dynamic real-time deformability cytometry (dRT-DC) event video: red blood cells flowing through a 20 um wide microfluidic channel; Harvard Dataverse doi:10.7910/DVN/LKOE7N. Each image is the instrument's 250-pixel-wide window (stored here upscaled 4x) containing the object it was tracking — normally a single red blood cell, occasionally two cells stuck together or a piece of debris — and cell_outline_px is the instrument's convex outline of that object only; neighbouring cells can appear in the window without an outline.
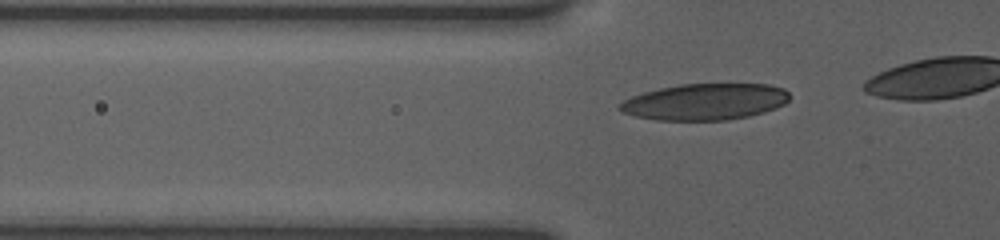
{"species": "human", "species_latin": "Homo sapiens", "temperature_condition": "room temperature", "stored_images_in_passage": 19, "camera_frame_rate_fps": 3000, "um_per_image_px": 0.085, "donor": {"sex": "female"}, "frame": {"image": 1, "passage_image": 12, "time_ms": 3.667, "image_size_px": [1000, 240], "cell_outline_px": [[788, 100], [784, 104], [776, 108], [764, 112], [748, 116], [728, 120], [656, 120], [636, 116], [620, 112], [616, 108], [616, 104], [632, 96], [644, 92], [660, 88], [680, 84], [768, 84], [784, 88], [788, 92]], "centroid_in_image_um": [59.89, 8.65], "position_along_channel_um": 65.9, "area_um2": 36.18}}
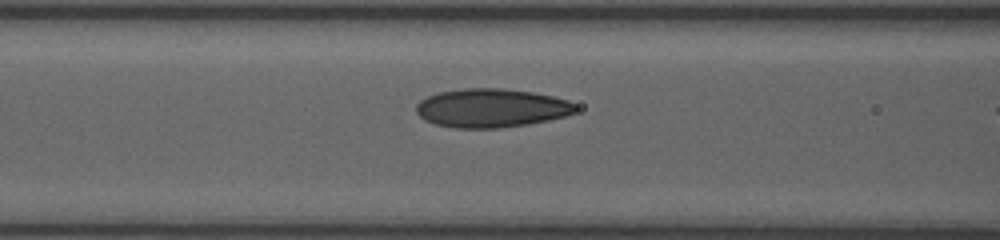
{"frame": {"image": 2, "passage_image": 17, "time_ms": 5.333, "image_size_px": [1000, 240], "cell_outline_px": [[576, 112], [564, 116], [548, 120], [528, 124], [496, 128], [456, 128], [436, 124], [424, 120], [416, 112], [416, 104], [420, 100], [428, 96], [440, 92], [464, 88], [504, 88], [532, 92], [552, 96], [568, 100], [576, 108]], "centroid_in_image_um": [41.74, 9.18], "position_along_channel_um": 124.9, "area_um2": 35.84}}